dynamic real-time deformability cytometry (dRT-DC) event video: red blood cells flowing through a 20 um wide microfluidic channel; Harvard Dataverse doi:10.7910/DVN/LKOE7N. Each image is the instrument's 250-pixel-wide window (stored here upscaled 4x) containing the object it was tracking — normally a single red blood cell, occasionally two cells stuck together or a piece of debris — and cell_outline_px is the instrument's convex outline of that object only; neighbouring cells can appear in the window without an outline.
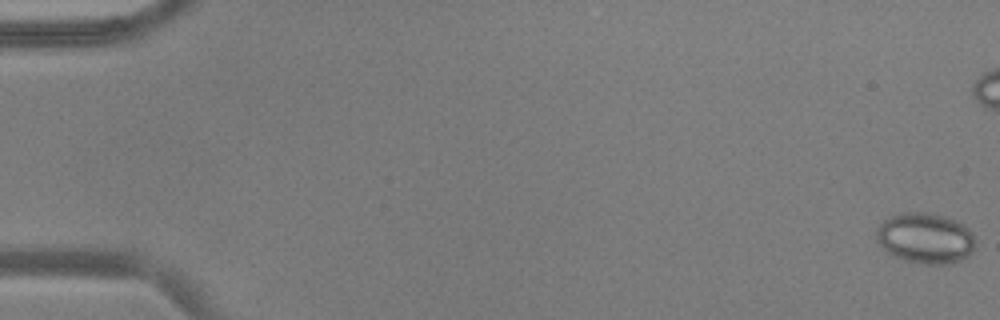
{"species": "common noctule bat (a hibernating species)", "species_latin": "Nyctalus noctula", "temperature_condition": "warm", "stored_images_in_passage": 56, "camera_frame_rate_fps": 3000, "um_per_image_px": 0.085, "animal": {"sex": "male", "body_mass_g": 17.9, "forearm_length_mm": 54.2}, "frame": {"image": 1, "passage_image": 1, "time_ms": 0.0, "image_size_px": [1000, 320], "cell_outline_px": [[976, 244], [972, 252], [960, 260], [952, 264], [924, 264], [892, 256], [880, 244], [876, 236], [876, 228], [884, 220], [900, 212], [928, 212], [944, 216], [956, 220], [972, 236]], "centroid_in_image_um": [78.63, 20.24], "position_along_channel_um": 6.4, "area_um2": 28.9}, "authors_computed_cell_mechanics": {"area_um2": 27.6862, "velocity_mm_per_s": 3.7844, "shape_relaxation_time_tau1_ms": null, "shape_relaxation_time_tau2_ms": 1.63, "deformation_change_tau1": null, "deformation_change_tau2": 0.0823}}